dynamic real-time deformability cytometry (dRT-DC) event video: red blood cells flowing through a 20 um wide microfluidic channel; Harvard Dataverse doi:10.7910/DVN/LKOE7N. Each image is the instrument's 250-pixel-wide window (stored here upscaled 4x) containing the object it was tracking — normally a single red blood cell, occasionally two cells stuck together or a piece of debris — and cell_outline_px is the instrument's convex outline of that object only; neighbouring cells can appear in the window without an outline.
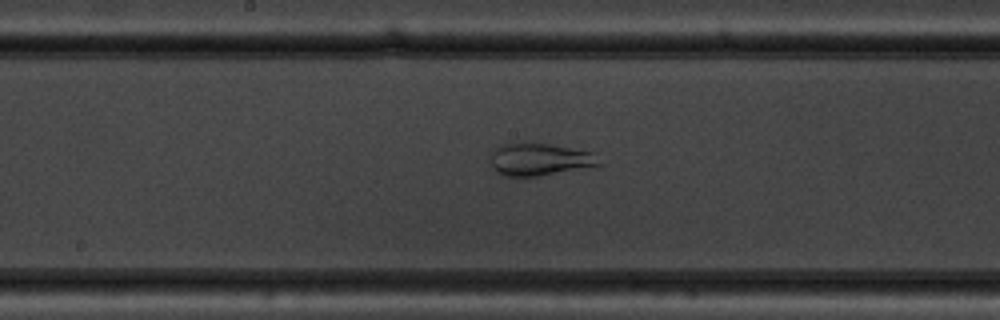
{"species": "common noctule bat (a hibernating species)", "species_latin": "Nyctalus noctula", "temperature_condition": "warm", "stored_images_in_passage": 54, "camera_frame_rate_fps": 3000, "um_per_image_px": 0.085, "animal": {"sex": "male", "body_mass_g": 19.5, "forearm_length_mm": 54.6}, "frame": {"image": 1, "passage_image": 29, "time_ms": 9.333, "image_size_px": [1000, 320], "cell_outline_px": [[600, 164], [524, 180], [504, 176], [496, 172], [492, 164], [492, 152], [500, 144], [520, 140], [524, 140], [548, 144], [592, 152]], "centroid_in_image_um": [45.74, 13.56], "position_along_channel_um": 202.5, "area_um2": 21.15}}
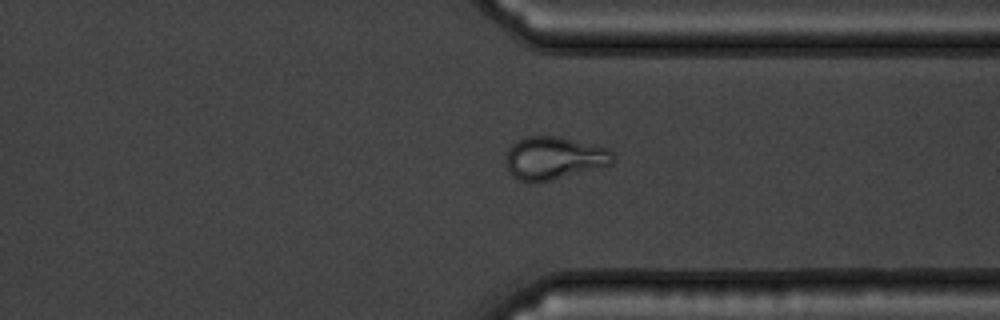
{"frame": {"image": 2, "passage_image": 42, "time_ms": 13.667, "image_size_px": [1000, 320], "cell_outline_px": [[612, 164], [552, 180], [520, 180], [512, 176], [508, 172], [508, 148], [516, 140], [524, 136], [560, 136], [608, 148], [612, 152]], "centroid_in_image_um": [47.09, 13.4], "position_along_channel_um": 364.3, "area_um2": 26.24}}
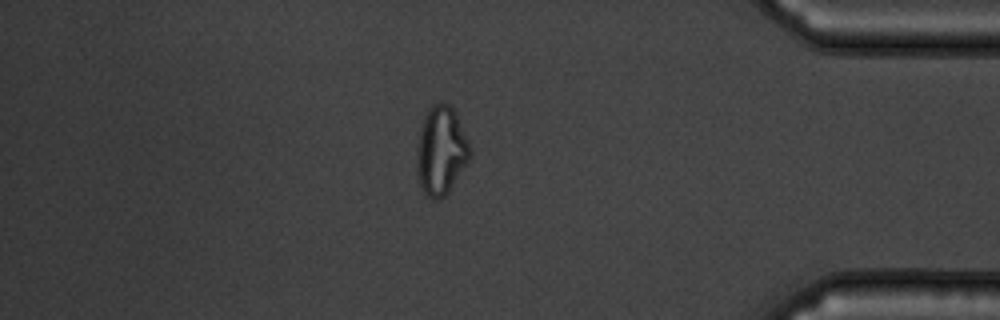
{"frame": {"image": 3, "passage_image": 47, "time_ms": 15.333, "image_size_px": [1000, 320], "cell_outline_px": [[472, 152], [468, 160], [448, 192], [440, 200], [432, 200], [424, 192], [420, 184], [416, 156], [416, 152], [420, 128], [424, 116], [428, 108], [432, 104], [440, 100], [452, 104]], "centroid_in_image_um": [37.47, 12.75], "position_along_channel_um": 397.7, "area_um2": 27.4}, "authors_computed_cell_mechanics": {"area_um2": 28.0908, "velocity_mm_per_s": 3.7596, "shape_relaxation_time_tau1_ms": null, "shape_relaxation_time_tau2_ms": 1.0505, "deformation_change_tau1": null, "deformation_change_tau2": 0.084}}